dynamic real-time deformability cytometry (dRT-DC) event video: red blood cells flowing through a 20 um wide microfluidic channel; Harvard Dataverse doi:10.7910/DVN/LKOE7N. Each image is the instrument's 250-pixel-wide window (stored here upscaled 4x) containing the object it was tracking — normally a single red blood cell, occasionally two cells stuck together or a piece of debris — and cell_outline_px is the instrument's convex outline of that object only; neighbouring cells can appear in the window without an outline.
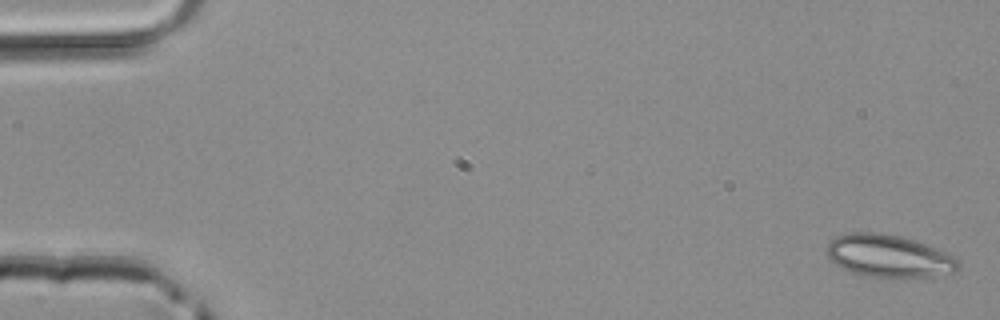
{"species": "common noctule bat (a hibernating species)", "species_latin": "Nyctalus noctula", "temperature_condition": "room temperature", "stored_images_in_passage": 4, "camera_frame_rate_fps": 3000, "um_per_image_px": 0.085, "animal": {"sex": "male", "body_mass_g": 20.4}, "frame": {"image": 1, "passage_image": 1, "time_ms": 0.0, "image_size_px": [1000, 320], "cell_outline_px": [[960, 264], [952, 272], [932, 276], [904, 280], [860, 276], [836, 264], [824, 252], [824, 248], [836, 236], [852, 232], [880, 232], [900, 236], [924, 244], [956, 256]], "centroid_in_image_um": [75.52, 21.8], "position_along_channel_um": 9.5, "area_um2": 33.18}}